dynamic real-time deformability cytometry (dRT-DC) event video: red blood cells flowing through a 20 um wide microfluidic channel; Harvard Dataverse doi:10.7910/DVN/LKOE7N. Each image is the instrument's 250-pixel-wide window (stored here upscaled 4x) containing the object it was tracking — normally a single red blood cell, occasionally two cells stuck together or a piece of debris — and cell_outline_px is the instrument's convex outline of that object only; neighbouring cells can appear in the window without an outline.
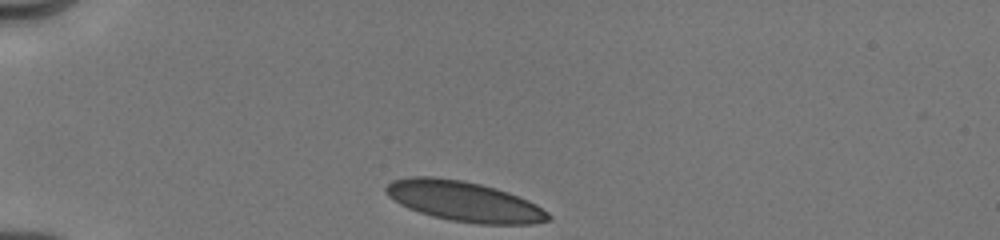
{"species": "human", "species_latin": "Homo sapiens", "temperature_condition": "cold", "stored_images_in_passage": 8, "camera_frame_rate_fps": 3000, "um_per_image_px": 0.085, "donor": {"sex": "male"}, "frame": {"image": 1, "passage_image": 1, "time_ms": 0.0, "image_size_px": [1000, 240], "cell_outline_px": [[552, 220], [532, 224], [480, 224], [452, 220], [432, 216], [408, 208], [400, 204], [388, 196], [384, 192], [384, 188], [392, 180], [412, 176], [432, 176], [464, 180], [496, 188], [508, 192], [528, 200], [536, 204], [548, 212], [552, 216]], "centroid_in_image_um": [39.46, 17.11], "position_along_channel_um": 45.5, "area_um2": 38.09}}
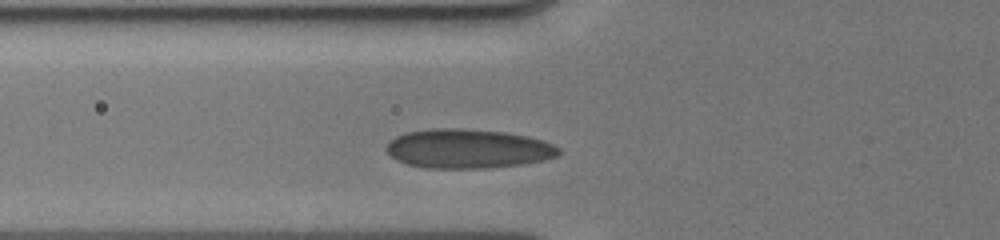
{"frame": {"image": 2, "passage_image": 4, "time_ms": 2.0, "image_size_px": [1000, 240], "cell_outline_px": [[560, 152], [556, 156], [544, 160], [520, 164], [484, 168], [424, 168], [408, 164], [396, 160], [384, 148], [396, 136], [404, 132], [432, 128], [460, 128], [504, 132], [528, 136], [544, 140], [560, 148]], "centroid_in_image_um": [39.76, 12.63], "position_along_channel_um": 86.0, "area_um2": 39.42}}
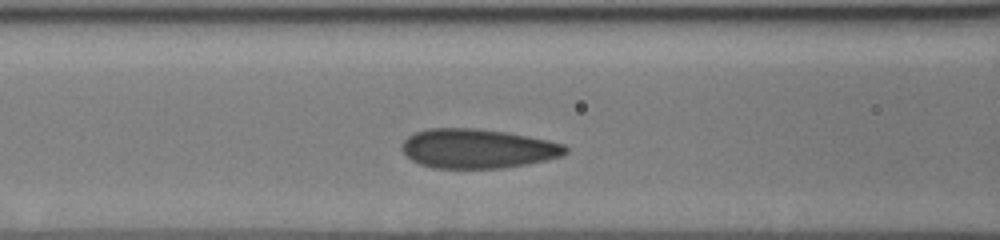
{"frame": {"image": 3, "passage_image": 7, "time_ms": 3.0, "image_size_px": [1000, 240], "cell_outline_px": [[568, 152], [560, 156], [528, 164], [500, 168], [432, 168], [420, 164], [412, 160], [400, 148], [400, 144], [408, 136], [416, 132], [428, 128], [476, 128], [504, 132], [548, 140], [564, 144], [568, 148]], "centroid_in_image_um": [40.57, 12.63], "position_along_channel_um": 126.0, "area_um2": 37.45}}